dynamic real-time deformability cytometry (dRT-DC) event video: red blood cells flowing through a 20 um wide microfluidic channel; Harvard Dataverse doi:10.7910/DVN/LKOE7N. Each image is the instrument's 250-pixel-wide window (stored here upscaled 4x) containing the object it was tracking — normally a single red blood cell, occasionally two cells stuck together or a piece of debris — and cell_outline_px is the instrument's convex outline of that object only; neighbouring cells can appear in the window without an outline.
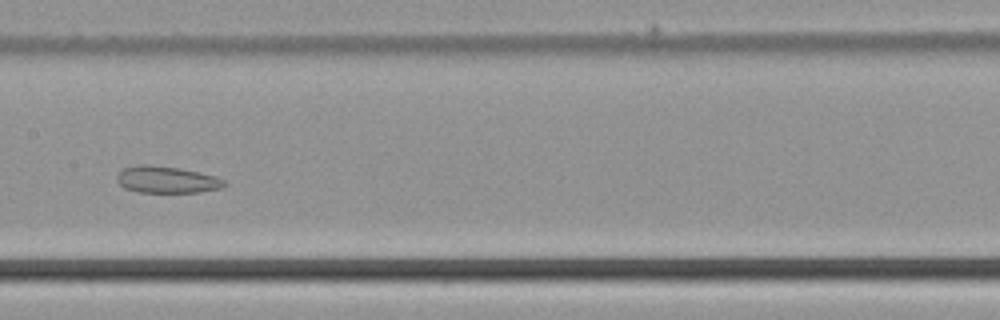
{"species": "common noctule bat (a hibernating species)", "species_latin": "Nyctalus noctula", "temperature_condition": "cold", "stored_images_in_passage": 50, "segment_of_instrument_passage": [2, 2], "camera_frame_rate_fps": 3000, "um_per_image_px": 0.085, "animal": {"sex": "male", "body_mass_g": 21.5, "forearm_length_mm": 52.0}, "frame": {"image": 1, "passage_image": 24, "time_ms": 7.667, "image_size_px": [1000, 320], "cell_outline_px": [[228, 184], [220, 188], [200, 192], [140, 192], [124, 188], [116, 180], [116, 176], [124, 168], [140, 164], [144, 164], [180, 168], [200, 172], [216, 176], [224, 180]], "centroid_in_image_um": [14.19, 15.27], "position_along_channel_um": 193.2, "area_um2": 16.76}}
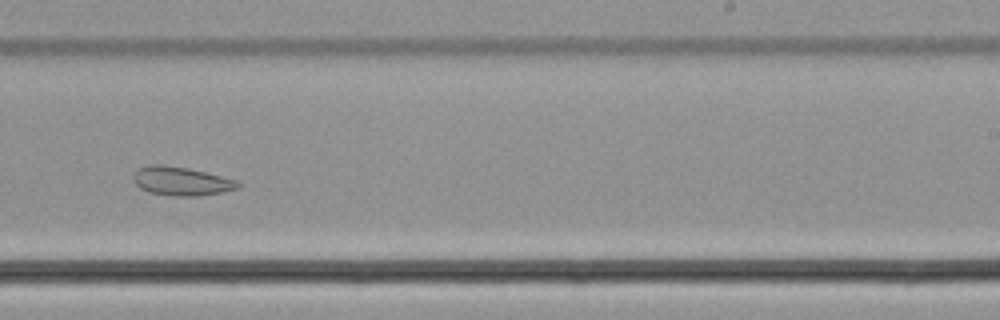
{"frame": {"image": 2, "passage_image": 30, "time_ms": 9.667, "image_size_px": [1000, 320], "cell_outline_px": [[240, 188], [224, 192], [200, 196], [172, 196], [148, 192], [140, 188], [132, 180], [136, 172], [140, 168], [148, 164], [160, 164], [188, 168], [236, 180], [240, 184]], "centroid_in_image_um": [15.41, 15.41], "position_along_channel_um": 273.6, "area_um2": 17.51}}
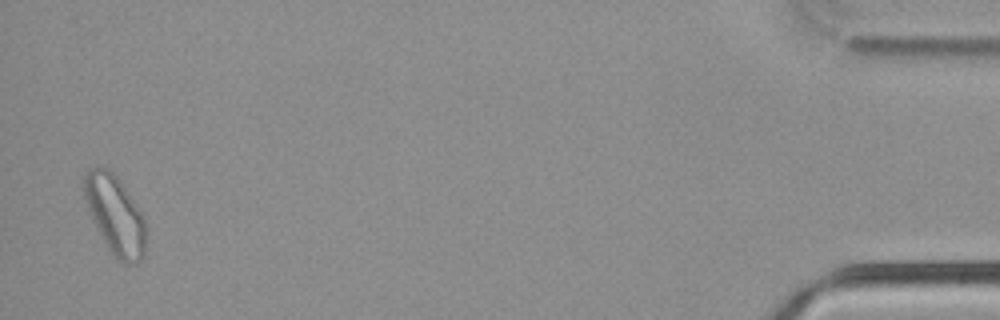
{"frame": {"image": 3, "passage_image": 48, "time_ms": 15.667, "image_size_px": [1000, 320], "cell_outline_px": [[148, 232], [144, 256], [140, 260], [128, 264], [120, 264], [112, 256], [88, 208], [84, 196], [84, 176], [88, 168], [96, 164], [100, 164], [108, 168], [120, 180], [144, 216], [148, 228]], "centroid_in_image_um": [9.83, 18.26], "position_along_channel_um": 425.4, "area_um2": 28.84}}